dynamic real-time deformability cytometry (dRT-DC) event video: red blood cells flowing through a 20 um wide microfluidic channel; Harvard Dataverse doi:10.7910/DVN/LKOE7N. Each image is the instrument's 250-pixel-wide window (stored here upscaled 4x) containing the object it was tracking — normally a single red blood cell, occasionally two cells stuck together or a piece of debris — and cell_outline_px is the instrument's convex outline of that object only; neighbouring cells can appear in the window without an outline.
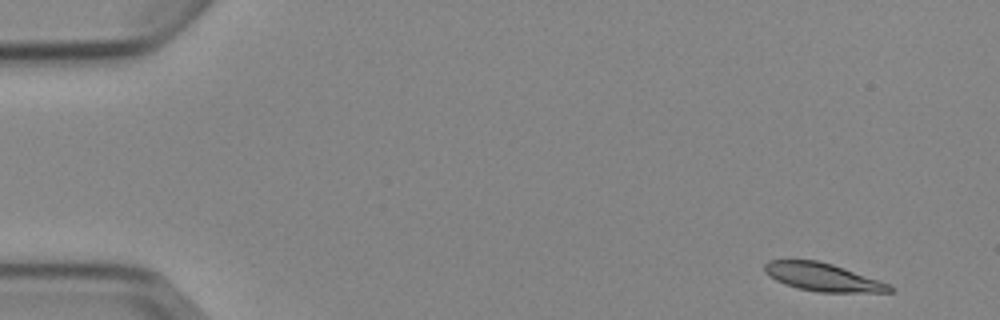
{"species": "Egyptian fruit bat (a non-hibernating species)", "species_latin": "Rousettus aegyptiacus", "temperature_condition": "cold", "stored_images_in_passage": 5, "camera_frame_rate_fps": 3000, "um_per_image_px": 0.085, "animal": {"sex": "female"}, "frame": {"image": 1, "passage_image": 1, "time_ms": 0.0, "image_size_px": [1000, 320], "cell_outline_px": [[892, 292], [820, 292], [800, 288], [784, 284], [776, 280], [764, 272], [764, 264], [768, 260], [816, 260], [832, 264], [892, 284]], "centroid_in_image_um": [69.94, 23.55], "position_along_channel_um": 15.1, "area_um2": 20.29}}
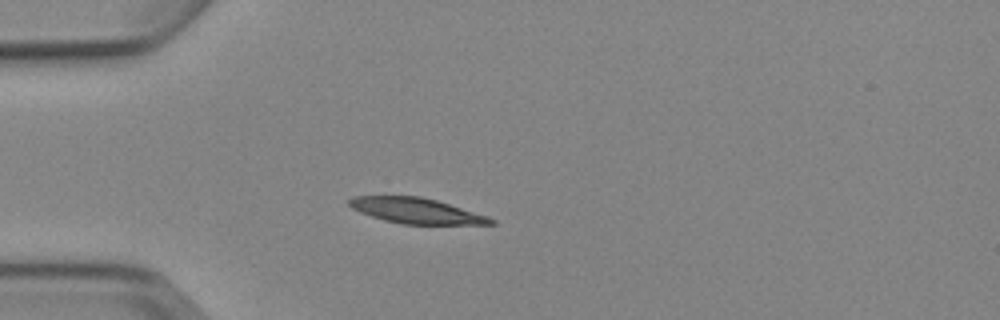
{"frame": {"image": 2, "passage_image": 4, "time_ms": 3.667, "image_size_px": [1000, 320], "cell_outline_px": [[496, 224], [400, 224], [384, 220], [360, 212], [352, 208], [348, 204], [348, 200], [352, 196], [420, 196], [436, 200], [488, 216], [496, 220]], "centroid_in_image_um": [35.37, 17.91], "position_along_channel_um": 49.6, "area_um2": 20.92}}